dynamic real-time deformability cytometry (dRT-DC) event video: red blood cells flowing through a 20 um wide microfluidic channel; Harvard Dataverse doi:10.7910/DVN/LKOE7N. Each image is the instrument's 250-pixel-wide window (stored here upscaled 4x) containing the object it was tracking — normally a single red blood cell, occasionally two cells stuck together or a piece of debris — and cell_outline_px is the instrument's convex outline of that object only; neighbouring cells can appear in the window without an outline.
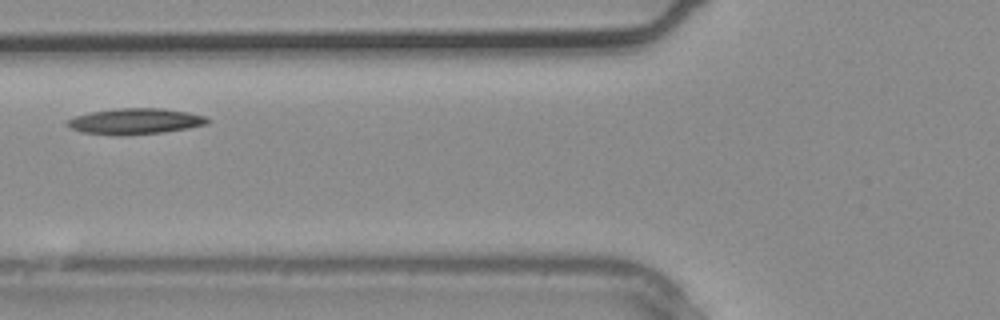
{"species": "common noctule bat (a hibernating species)", "species_latin": "Nyctalus noctula", "temperature_condition": "warm", "stored_images_in_passage": 3, "camera_frame_rate_fps": 3000, "um_per_image_px": 0.085, "animal": {"sex": "male", "body_mass_g": 20.4}, "frame": {"image": 1, "passage_image": 3, "time_ms": 0.667, "image_size_px": [1000, 320], "cell_outline_px": [[212, 120], [208, 124], [188, 128], [164, 132], [120, 136], [84, 132], [72, 128], [64, 124], [64, 120], [76, 116], [92, 112], [116, 108], [164, 108], [188, 112], [204, 116]], "centroid_in_image_um": [11.5, 10.31], "position_along_channel_um": 114.3, "area_um2": 21.27}}